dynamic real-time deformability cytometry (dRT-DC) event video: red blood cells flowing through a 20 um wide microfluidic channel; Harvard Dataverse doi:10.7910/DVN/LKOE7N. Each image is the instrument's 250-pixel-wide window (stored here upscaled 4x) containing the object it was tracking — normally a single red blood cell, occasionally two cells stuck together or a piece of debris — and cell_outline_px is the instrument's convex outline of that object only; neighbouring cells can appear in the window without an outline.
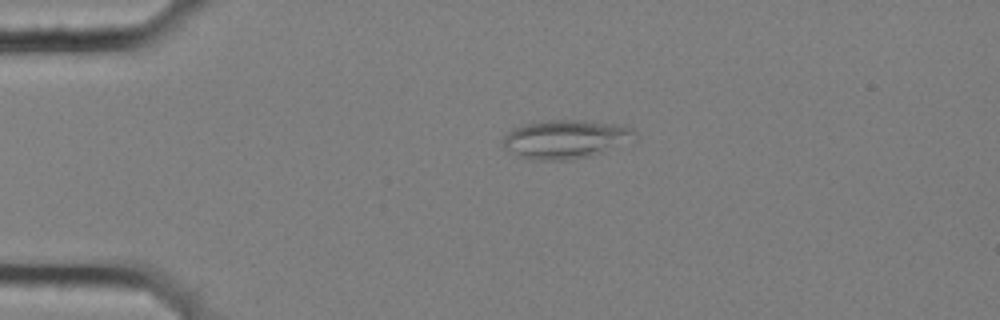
{"species": "common noctule bat (a hibernating species)", "species_latin": "Nyctalus noctula", "temperature_condition": "cold", "stored_images_in_passage": 2, "camera_frame_rate_fps": 3000, "um_per_image_px": 0.085, "animal": {"sex": "female", "body_mass_g": 25.1}, "frame": {"image": 1, "passage_image": 1, "time_ms": 0.0, "image_size_px": [1000, 320], "cell_outline_px": [[636, 136], [604, 152], [588, 156], [568, 160], [540, 160], [520, 156], [504, 148], [500, 140], [512, 128], [524, 124], [540, 120], [584, 120], [620, 124], [632, 128], [636, 132]], "centroid_in_image_um": [48.02, 11.8], "position_along_channel_um": 37.0, "area_um2": 29.65}}